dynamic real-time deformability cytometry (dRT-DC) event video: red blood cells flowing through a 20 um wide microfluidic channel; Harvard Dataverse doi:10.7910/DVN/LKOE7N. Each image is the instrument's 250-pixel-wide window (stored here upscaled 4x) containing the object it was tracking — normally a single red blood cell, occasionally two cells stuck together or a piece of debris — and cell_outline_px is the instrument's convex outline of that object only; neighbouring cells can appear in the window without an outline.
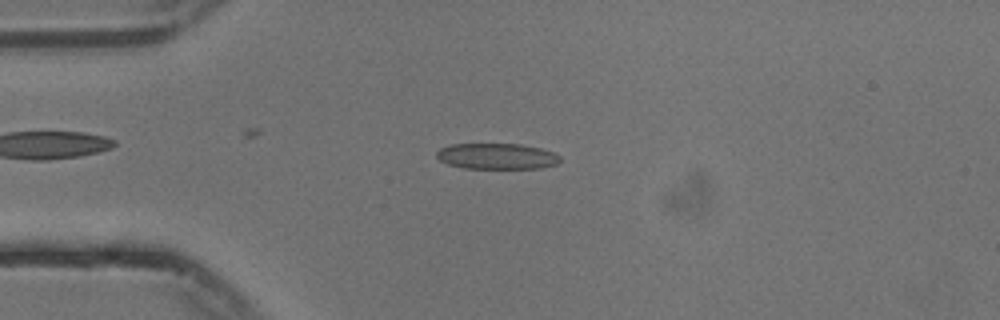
{"species": "common noctule bat (a hibernating species)", "species_latin": "Nyctalus noctula", "temperature_condition": "cold", "stored_images_in_passage": 31, "camera_frame_rate_fps": 3000, "um_per_image_px": 0.085, "animal": {"sex": "male", "body_mass_g": 13.3}, "frame": {"image": 1, "passage_image": 6, "time_ms": 1.667, "image_size_px": [1000, 320], "cell_outline_px": [[560, 160], [556, 164], [544, 168], [464, 168], [448, 164], [440, 160], [436, 156], [436, 152], [440, 148], [452, 144], [520, 144], [540, 148], [552, 152], [560, 156]], "centroid_in_image_um": [42.23, 13.28], "position_along_channel_um": 42.8, "area_um2": 18.55}}
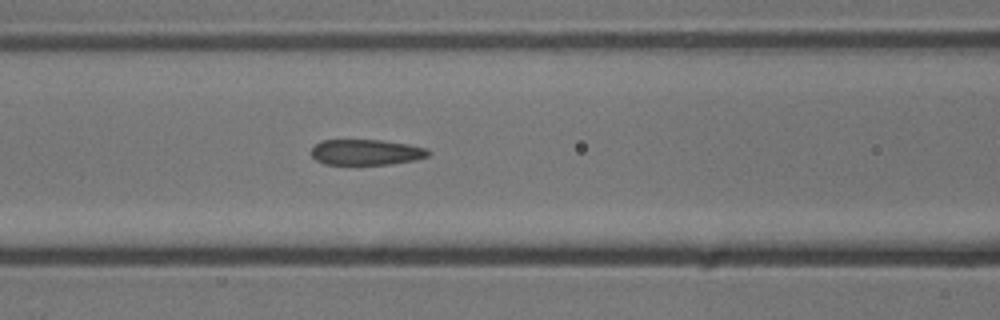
{"frame": {"image": 2, "passage_image": 15, "time_ms": 4.667, "image_size_px": [1000, 320], "cell_outline_px": [[432, 152], [428, 156], [416, 160], [392, 164], [324, 164], [316, 160], [312, 156], [312, 148], [320, 140], [384, 140], [408, 144], [428, 148]], "centroid_in_image_um": [31.17, 12.93], "position_along_channel_um": 135.4, "area_um2": 17.63}}
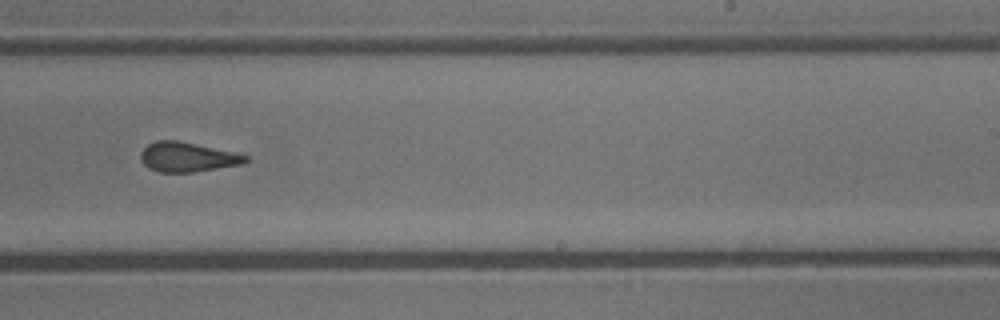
{"frame": {"image": 3, "passage_image": 26, "time_ms": 8.333, "image_size_px": [1000, 320], "cell_outline_px": [[248, 160], [240, 164], [192, 172], [160, 172], [148, 168], [140, 160], [140, 152], [148, 144], [156, 140], [176, 140], [236, 152], [248, 156]], "centroid_in_image_um": [15.89, 13.34], "position_along_channel_um": 273.1, "area_um2": 17.98}}